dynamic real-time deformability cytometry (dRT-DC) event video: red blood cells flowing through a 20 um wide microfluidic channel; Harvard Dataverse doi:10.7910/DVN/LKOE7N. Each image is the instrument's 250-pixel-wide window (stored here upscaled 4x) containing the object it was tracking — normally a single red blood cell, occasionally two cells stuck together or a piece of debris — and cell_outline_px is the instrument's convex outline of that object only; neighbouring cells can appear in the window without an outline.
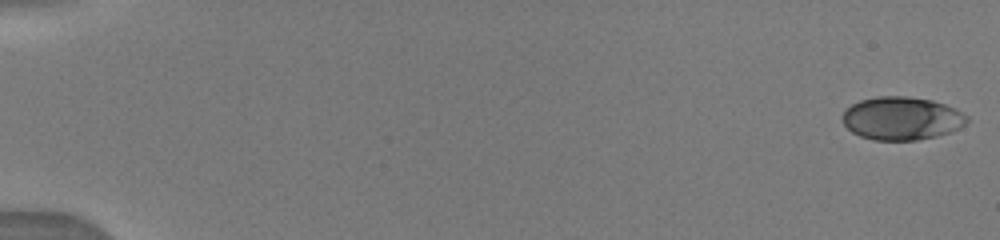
{"species": "human", "species_latin": "Homo sapiens", "temperature_condition": "warm", "stored_images_in_passage": 7, "camera_frame_rate_fps": 3000, "um_per_image_px": 0.085, "donor": {"sex": "male"}, "frame": {"image": 1, "passage_image": 1, "time_ms": 0.0, "image_size_px": [1000, 240], "cell_outline_px": [[968, 120], [964, 124], [948, 132], [936, 136], [916, 140], [872, 140], [860, 136], [852, 132], [844, 124], [844, 112], [852, 104], [860, 100], [876, 96], [908, 96], [932, 100], [956, 108], [968, 116]], "centroid_in_image_um": [76.64, 10.05], "position_along_channel_um": 8.4, "area_um2": 31.1}}